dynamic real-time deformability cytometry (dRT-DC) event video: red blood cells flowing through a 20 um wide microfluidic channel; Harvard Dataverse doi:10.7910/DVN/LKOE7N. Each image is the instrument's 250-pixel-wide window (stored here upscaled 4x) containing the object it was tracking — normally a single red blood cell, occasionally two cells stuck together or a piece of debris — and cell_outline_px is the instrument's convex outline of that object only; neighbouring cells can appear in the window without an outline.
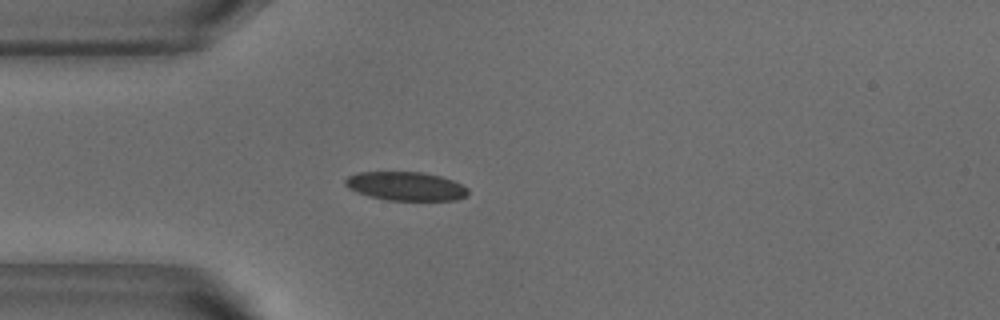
{"species": "common noctule bat (a hibernating species)", "species_latin": "Nyctalus noctula", "temperature_condition": "warm", "stored_images_in_passage": 36, "camera_frame_rate_fps": 3000, "um_per_image_px": 0.085, "animal": {"sex": "male", "body_mass_g": 18.8}, "frame": {"image": 1, "passage_image": 1, "time_ms": 0.0, "image_size_px": [1000, 320], "cell_outline_px": [[468, 196], [456, 200], [388, 200], [368, 196], [356, 192], [348, 188], [344, 184], [344, 180], [348, 176], [356, 172], [424, 172], [440, 176], [452, 180], [468, 188]], "centroid_in_image_um": [34.47, 15.82], "position_along_channel_um": 50.5, "area_um2": 20.69}}
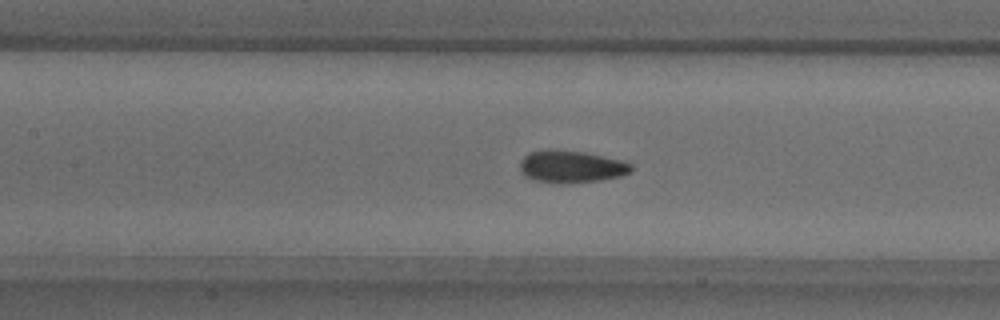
{"frame": {"image": 2, "passage_image": 10, "time_ms": 3.0, "image_size_px": [1000, 320], "cell_outline_px": [[632, 172], [620, 176], [600, 180], [564, 184], [560, 184], [532, 180], [524, 176], [520, 168], [520, 160], [528, 152], [584, 152], [620, 160], [632, 164]], "centroid_in_image_um": [48.56, 14.21], "position_along_channel_um": 158.8, "area_um2": 20.4}}
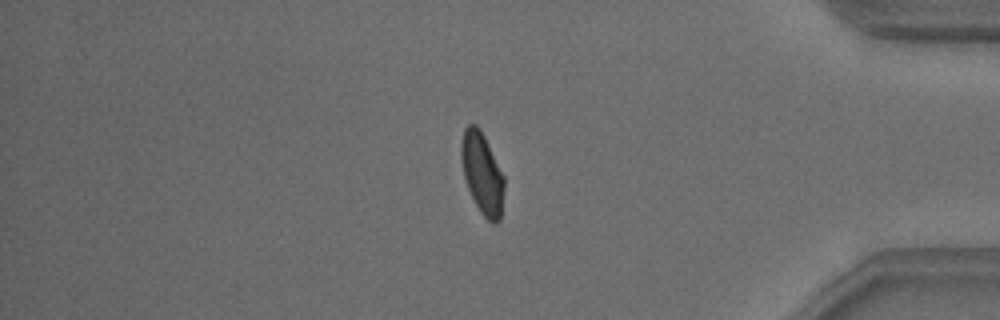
{"frame": {"image": 3, "passage_image": 31, "time_ms": 10.0, "image_size_px": [1000, 320], "cell_outline_px": [[504, 188], [500, 220], [496, 224], [492, 224], [480, 212], [464, 180], [460, 156], [460, 144], [464, 128], [468, 124], [476, 124], [480, 128], [504, 176]], "centroid_in_image_um": [40.97, 14.72], "position_along_channel_um": 394.2, "area_um2": 20.46}}